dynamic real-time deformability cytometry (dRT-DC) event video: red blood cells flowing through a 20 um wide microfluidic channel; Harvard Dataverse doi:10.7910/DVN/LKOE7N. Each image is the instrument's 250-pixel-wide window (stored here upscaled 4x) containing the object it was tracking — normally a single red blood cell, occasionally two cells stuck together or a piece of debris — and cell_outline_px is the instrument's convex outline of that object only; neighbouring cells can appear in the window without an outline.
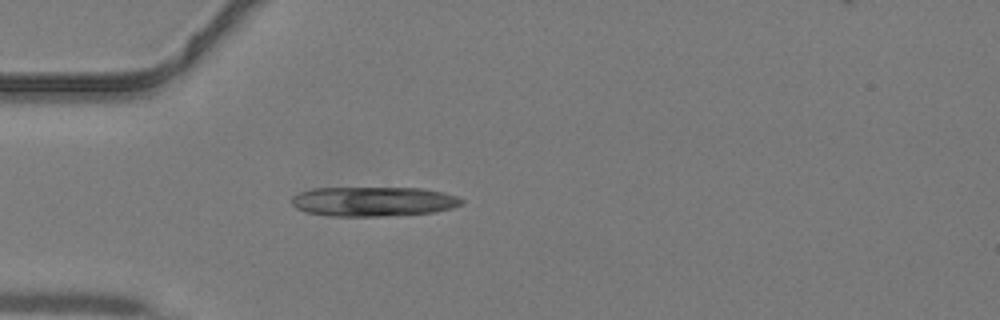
{"species": "common noctule bat (a hibernating species)", "species_latin": "Nyctalus noctula", "temperature_condition": "warm", "stored_images_in_passage": 27, "camera_frame_rate_fps": 3000, "um_per_image_px": 0.085, "animal": {"sex": "male", "body_mass_g": 19.2, "forearm_length_mm": 51.8}, "frame": {"image": 1, "passage_image": 5, "time_ms": 1.333, "image_size_px": [1000, 320], "cell_outline_px": [[464, 204], [452, 208], [436, 212], [376, 216], [332, 216], [308, 212], [296, 208], [292, 204], [292, 196], [300, 192], [312, 188], [424, 188], [444, 192], [456, 196], [464, 200]], "centroid_in_image_um": [31.77, 17.12], "position_along_channel_um": 53.2, "area_um2": 29.3}}